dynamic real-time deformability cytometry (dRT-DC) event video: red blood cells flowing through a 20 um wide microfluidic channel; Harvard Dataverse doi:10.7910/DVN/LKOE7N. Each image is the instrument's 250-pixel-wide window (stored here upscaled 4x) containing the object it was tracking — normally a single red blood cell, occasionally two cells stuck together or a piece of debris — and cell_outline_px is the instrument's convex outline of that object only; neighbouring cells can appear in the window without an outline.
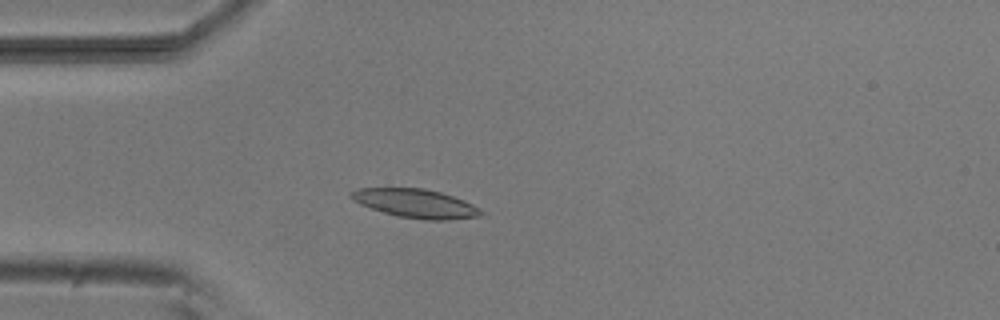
{"species": "common noctule bat (a hibernating species)", "species_latin": "Nyctalus noctula", "temperature_condition": "room temperature", "stored_images_in_passage": 52, "camera_frame_rate_fps": 3000, "um_per_image_px": 0.085, "animal": {"sex": "male", "body_mass_g": 20.5, "forearm_length_mm": 52.5}, "frame": {"image": 1, "passage_image": 14, "time_ms": 4.333, "image_size_px": [1000, 320], "cell_outline_px": [[484, 212], [480, 216], [448, 220], [424, 220], [396, 216], [360, 204], [352, 200], [348, 196], [352, 192], [360, 188], [424, 188], [440, 192], [464, 200], [472, 204]], "centroid_in_image_um": [35.33, 17.29], "position_along_channel_um": 49.7, "area_um2": 21.68}}
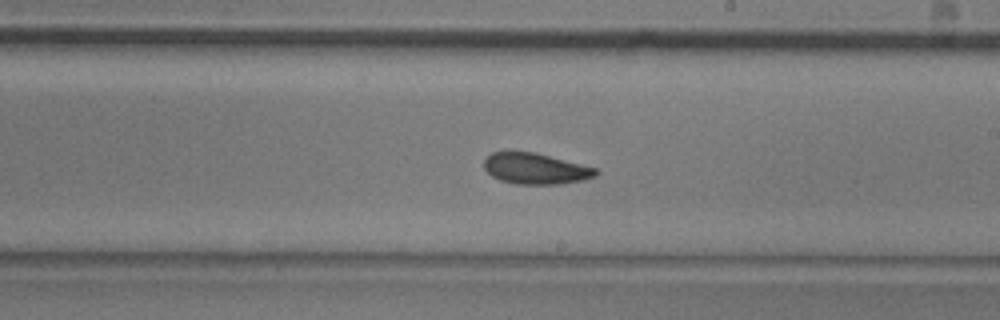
{"frame": {"image": 2, "passage_image": 30, "time_ms": 9.667, "image_size_px": [1000, 320], "cell_outline_px": [[600, 172], [596, 176], [584, 180], [560, 184], [516, 184], [500, 180], [492, 176], [484, 168], [484, 160], [492, 152], [536, 152], [596, 168]], "centroid_in_image_um": [45.54, 14.34], "position_along_channel_um": 243.5, "area_um2": 20.17}}
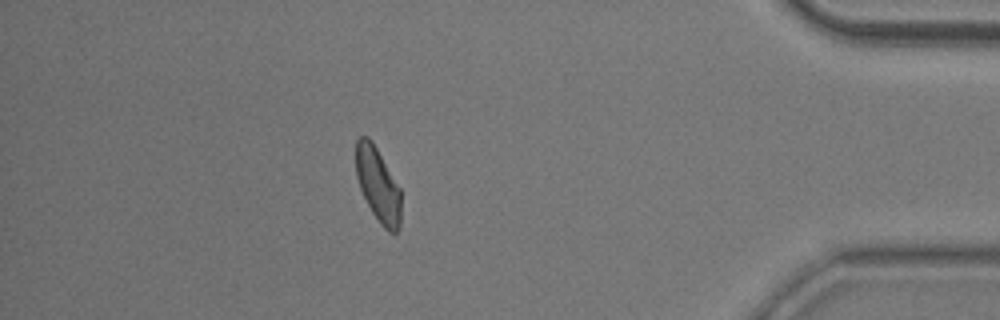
{"frame": {"image": 3, "passage_image": 46, "time_ms": 15.0, "image_size_px": [1000, 320], "cell_outline_px": [[400, 228], [396, 232], [388, 232], [380, 224], [372, 212], [360, 188], [356, 176], [356, 140], [360, 136], [368, 136], [372, 140], [400, 188]], "centroid_in_image_um": [32.12, 15.7], "position_along_channel_um": 403.1, "area_um2": 19.42}, "authors_computed_cell_mechanics": {"area_um2": 20.4323, "velocity_mm_per_s": 3.8187, "shape_relaxation_time_tau1_ms": 4.8933, "shape_relaxation_time_tau2_ms": 5.5017, "deformation_change_tau1": 0.1246, "deformation_change_tau2": 0.1166}}